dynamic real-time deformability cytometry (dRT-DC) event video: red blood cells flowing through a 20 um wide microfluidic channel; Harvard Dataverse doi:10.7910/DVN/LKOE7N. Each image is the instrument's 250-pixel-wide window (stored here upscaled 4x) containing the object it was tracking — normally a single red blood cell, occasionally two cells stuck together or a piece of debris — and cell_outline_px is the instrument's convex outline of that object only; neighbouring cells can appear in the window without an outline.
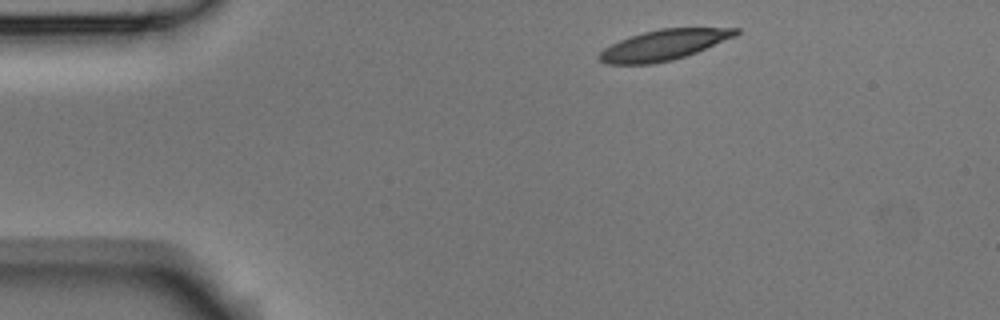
{"species": "Egyptian fruit bat (a non-hibernating species)", "species_latin": "Rousettus aegyptiacus", "temperature_condition": "room temperature", "stored_images_in_passage": 3, "camera_frame_rate_fps": 3000, "um_per_image_px": 0.085, "animal": {"sex": "male"}, "frame": {"image": 1, "passage_image": 1, "time_ms": 0.0, "image_size_px": [1000, 320], "cell_outline_px": [[740, 32], [736, 36], [696, 52], [672, 60], [652, 64], [608, 64], [600, 60], [596, 56], [604, 48], [620, 40], [644, 32], [660, 28], [740, 28]], "centroid_in_image_um": [56.42, 3.82], "position_along_channel_um": 28.6, "area_um2": 23.99}}
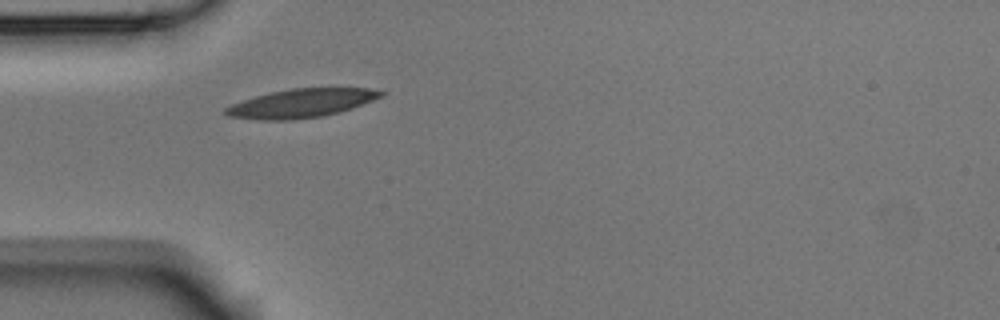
{"frame": {"image": 2, "passage_image": 3, "time_ms": 0.667, "image_size_px": [1000, 320], "cell_outline_px": [[388, 92], [384, 96], [352, 108], [340, 112], [320, 116], [292, 120], [260, 120], [228, 116], [220, 112], [224, 108], [232, 104], [256, 96], [272, 92], [292, 88], [368, 88]], "centroid_in_image_um": [25.62, 8.78], "position_along_channel_um": 59.4, "area_um2": 25.95}}